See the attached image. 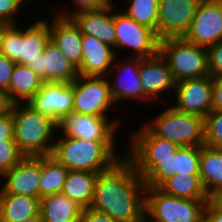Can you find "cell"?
I'll use <instances>...</instances> for the list:
<instances>
[{
  "label": "cell",
  "mask_w": 222,
  "mask_h": 222,
  "mask_svg": "<svg viewBox=\"0 0 222 222\" xmlns=\"http://www.w3.org/2000/svg\"><path fill=\"white\" fill-rule=\"evenodd\" d=\"M145 205V183L125 156L98 174L91 208L116 222H138L145 217Z\"/></svg>",
  "instance_id": "obj_1"
},
{
  "label": "cell",
  "mask_w": 222,
  "mask_h": 222,
  "mask_svg": "<svg viewBox=\"0 0 222 222\" xmlns=\"http://www.w3.org/2000/svg\"><path fill=\"white\" fill-rule=\"evenodd\" d=\"M116 140H85L56 135L51 156L69 170L101 173L125 156L117 154Z\"/></svg>",
  "instance_id": "obj_2"
},
{
  "label": "cell",
  "mask_w": 222,
  "mask_h": 222,
  "mask_svg": "<svg viewBox=\"0 0 222 222\" xmlns=\"http://www.w3.org/2000/svg\"><path fill=\"white\" fill-rule=\"evenodd\" d=\"M14 120V141L25 157L51 155L57 124L48 116L35 111L27 103L11 105Z\"/></svg>",
  "instance_id": "obj_3"
},
{
  "label": "cell",
  "mask_w": 222,
  "mask_h": 222,
  "mask_svg": "<svg viewBox=\"0 0 222 222\" xmlns=\"http://www.w3.org/2000/svg\"><path fill=\"white\" fill-rule=\"evenodd\" d=\"M155 118L143 124L155 135L179 147L205 145V118L196 114L183 113L170 103Z\"/></svg>",
  "instance_id": "obj_4"
},
{
  "label": "cell",
  "mask_w": 222,
  "mask_h": 222,
  "mask_svg": "<svg viewBox=\"0 0 222 222\" xmlns=\"http://www.w3.org/2000/svg\"><path fill=\"white\" fill-rule=\"evenodd\" d=\"M208 200H189L146 187L145 216L151 222H203Z\"/></svg>",
  "instance_id": "obj_5"
},
{
  "label": "cell",
  "mask_w": 222,
  "mask_h": 222,
  "mask_svg": "<svg viewBox=\"0 0 222 222\" xmlns=\"http://www.w3.org/2000/svg\"><path fill=\"white\" fill-rule=\"evenodd\" d=\"M159 51L166 58L175 82L210 75L207 49L184 37L160 40Z\"/></svg>",
  "instance_id": "obj_6"
},
{
  "label": "cell",
  "mask_w": 222,
  "mask_h": 222,
  "mask_svg": "<svg viewBox=\"0 0 222 222\" xmlns=\"http://www.w3.org/2000/svg\"><path fill=\"white\" fill-rule=\"evenodd\" d=\"M131 132L130 142L123 149L125 157L132 163L137 174L144 179L156 166L157 160H167L179 146L167 139L155 136L144 124Z\"/></svg>",
  "instance_id": "obj_7"
},
{
  "label": "cell",
  "mask_w": 222,
  "mask_h": 222,
  "mask_svg": "<svg viewBox=\"0 0 222 222\" xmlns=\"http://www.w3.org/2000/svg\"><path fill=\"white\" fill-rule=\"evenodd\" d=\"M114 0V28L116 32V56L124 49L130 57L147 58L159 52L160 40L148 27L140 25L124 12L119 11ZM117 9V10H116ZM116 10V11H115ZM118 11V12H117ZM131 50V52H130ZM118 53V54H117Z\"/></svg>",
  "instance_id": "obj_8"
},
{
  "label": "cell",
  "mask_w": 222,
  "mask_h": 222,
  "mask_svg": "<svg viewBox=\"0 0 222 222\" xmlns=\"http://www.w3.org/2000/svg\"><path fill=\"white\" fill-rule=\"evenodd\" d=\"M73 112L95 116H110L115 109L107 77L81 76L73 81Z\"/></svg>",
  "instance_id": "obj_9"
},
{
  "label": "cell",
  "mask_w": 222,
  "mask_h": 222,
  "mask_svg": "<svg viewBox=\"0 0 222 222\" xmlns=\"http://www.w3.org/2000/svg\"><path fill=\"white\" fill-rule=\"evenodd\" d=\"M95 116L76 112L64 115L57 124V134L85 140H117L123 117ZM118 133V135H117Z\"/></svg>",
  "instance_id": "obj_10"
},
{
  "label": "cell",
  "mask_w": 222,
  "mask_h": 222,
  "mask_svg": "<svg viewBox=\"0 0 222 222\" xmlns=\"http://www.w3.org/2000/svg\"><path fill=\"white\" fill-rule=\"evenodd\" d=\"M118 56H116L113 66L107 75L114 103L116 106H121L125 104L124 102L130 101L135 103L137 100V104L139 102L143 104L144 92L139 77L140 58L127 55H124V58ZM109 76H112L111 79Z\"/></svg>",
  "instance_id": "obj_11"
},
{
  "label": "cell",
  "mask_w": 222,
  "mask_h": 222,
  "mask_svg": "<svg viewBox=\"0 0 222 222\" xmlns=\"http://www.w3.org/2000/svg\"><path fill=\"white\" fill-rule=\"evenodd\" d=\"M139 77L144 92V103L148 106L161 101L160 104H163L166 101L163 105L166 107L170 101L167 95L164 97V93L175 91L176 82L166 58L160 51L154 56L140 58Z\"/></svg>",
  "instance_id": "obj_12"
},
{
  "label": "cell",
  "mask_w": 222,
  "mask_h": 222,
  "mask_svg": "<svg viewBox=\"0 0 222 222\" xmlns=\"http://www.w3.org/2000/svg\"><path fill=\"white\" fill-rule=\"evenodd\" d=\"M173 93V94H172ZM171 105L183 113L206 117L212 110L213 77L207 75L201 78L187 79L176 82Z\"/></svg>",
  "instance_id": "obj_13"
},
{
  "label": "cell",
  "mask_w": 222,
  "mask_h": 222,
  "mask_svg": "<svg viewBox=\"0 0 222 222\" xmlns=\"http://www.w3.org/2000/svg\"><path fill=\"white\" fill-rule=\"evenodd\" d=\"M202 0H159L157 38L184 37Z\"/></svg>",
  "instance_id": "obj_14"
},
{
  "label": "cell",
  "mask_w": 222,
  "mask_h": 222,
  "mask_svg": "<svg viewBox=\"0 0 222 222\" xmlns=\"http://www.w3.org/2000/svg\"><path fill=\"white\" fill-rule=\"evenodd\" d=\"M184 38L209 48L222 41V0H202Z\"/></svg>",
  "instance_id": "obj_15"
},
{
  "label": "cell",
  "mask_w": 222,
  "mask_h": 222,
  "mask_svg": "<svg viewBox=\"0 0 222 222\" xmlns=\"http://www.w3.org/2000/svg\"><path fill=\"white\" fill-rule=\"evenodd\" d=\"M38 113L48 116L56 123L66 114L73 112V82L46 83L27 102Z\"/></svg>",
  "instance_id": "obj_16"
},
{
  "label": "cell",
  "mask_w": 222,
  "mask_h": 222,
  "mask_svg": "<svg viewBox=\"0 0 222 222\" xmlns=\"http://www.w3.org/2000/svg\"><path fill=\"white\" fill-rule=\"evenodd\" d=\"M200 147H179L167 160H157V166L143 179L146 187L159 188L176 173L183 175H200Z\"/></svg>",
  "instance_id": "obj_17"
},
{
  "label": "cell",
  "mask_w": 222,
  "mask_h": 222,
  "mask_svg": "<svg viewBox=\"0 0 222 222\" xmlns=\"http://www.w3.org/2000/svg\"><path fill=\"white\" fill-rule=\"evenodd\" d=\"M0 179L4 183H0V193L28 195L39 198L41 156L24 157L16 166L5 172Z\"/></svg>",
  "instance_id": "obj_18"
},
{
  "label": "cell",
  "mask_w": 222,
  "mask_h": 222,
  "mask_svg": "<svg viewBox=\"0 0 222 222\" xmlns=\"http://www.w3.org/2000/svg\"><path fill=\"white\" fill-rule=\"evenodd\" d=\"M29 67L46 83H72L78 70L50 40L40 57Z\"/></svg>",
  "instance_id": "obj_19"
},
{
  "label": "cell",
  "mask_w": 222,
  "mask_h": 222,
  "mask_svg": "<svg viewBox=\"0 0 222 222\" xmlns=\"http://www.w3.org/2000/svg\"><path fill=\"white\" fill-rule=\"evenodd\" d=\"M48 28L50 41L78 69L82 59V34L79 26L72 18L54 15L52 19L48 18Z\"/></svg>",
  "instance_id": "obj_20"
},
{
  "label": "cell",
  "mask_w": 222,
  "mask_h": 222,
  "mask_svg": "<svg viewBox=\"0 0 222 222\" xmlns=\"http://www.w3.org/2000/svg\"><path fill=\"white\" fill-rule=\"evenodd\" d=\"M115 58L114 48L93 36L82 35V59L77 69L78 75L107 77Z\"/></svg>",
  "instance_id": "obj_21"
},
{
  "label": "cell",
  "mask_w": 222,
  "mask_h": 222,
  "mask_svg": "<svg viewBox=\"0 0 222 222\" xmlns=\"http://www.w3.org/2000/svg\"><path fill=\"white\" fill-rule=\"evenodd\" d=\"M82 35L93 36L114 48L116 53V32L114 28V2L95 11L80 12L72 17Z\"/></svg>",
  "instance_id": "obj_22"
},
{
  "label": "cell",
  "mask_w": 222,
  "mask_h": 222,
  "mask_svg": "<svg viewBox=\"0 0 222 222\" xmlns=\"http://www.w3.org/2000/svg\"><path fill=\"white\" fill-rule=\"evenodd\" d=\"M37 20L31 21L24 27V22L19 25V64L29 66L43 53L46 44L50 40L48 18L42 15ZM21 27V28H20ZM24 27V28H23Z\"/></svg>",
  "instance_id": "obj_23"
},
{
  "label": "cell",
  "mask_w": 222,
  "mask_h": 222,
  "mask_svg": "<svg viewBox=\"0 0 222 222\" xmlns=\"http://www.w3.org/2000/svg\"><path fill=\"white\" fill-rule=\"evenodd\" d=\"M43 83L29 66L16 63L9 88L3 94L6 104L27 103L40 90Z\"/></svg>",
  "instance_id": "obj_24"
},
{
  "label": "cell",
  "mask_w": 222,
  "mask_h": 222,
  "mask_svg": "<svg viewBox=\"0 0 222 222\" xmlns=\"http://www.w3.org/2000/svg\"><path fill=\"white\" fill-rule=\"evenodd\" d=\"M39 213V198L0 193V222H21L37 216Z\"/></svg>",
  "instance_id": "obj_25"
},
{
  "label": "cell",
  "mask_w": 222,
  "mask_h": 222,
  "mask_svg": "<svg viewBox=\"0 0 222 222\" xmlns=\"http://www.w3.org/2000/svg\"><path fill=\"white\" fill-rule=\"evenodd\" d=\"M83 208L62 193L40 199L43 222H80Z\"/></svg>",
  "instance_id": "obj_26"
},
{
  "label": "cell",
  "mask_w": 222,
  "mask_h": 222,
  "mask_svg": "<svg viewBox=\"0 0 222 222\" xmlns=\"http://www.w3.org/2000/svg\"><path fill=\"white\" fill-rule=\"evenodd\" d=\"M99 173L69 170L64 182L62 194L79 206L89 208L94 195V186Z\"/></svg>",
  "instance_id": "obj_27"
},
{
  "label": "cell",
  "mask_w": 222,
  "mask_h": 222,
  "mask_svg": "<svg viewBox=\"0 0 222 222\" xmlns=\"http://www.w3.org/2000/svg\"><path fill=\"white\" fill-rule=\"evenodd\" d=\"M199 169L202 186L210 197L222 188V149L201 146Z\"/></svg>",
  "instance_id": "obj_28"
},
{
  "label": "cell",
  "mask_w": 222,
  "mask_h": 222,
  "mask_svg": "<svg viewBox=\"0 0 222 222\" xmlns=\"http://www.w3.org/2000/svg\"><path fill=\"white\" fill-rule=\"evenodd\" d=\"M159 189L164 193L189 200H209L205 192L200 175L175 174L167 179Z\"/></svg>",
  "instance_id": "obj_29"
},
{
  "label": "cell",
  "mask_w": 222,
  "mask_h": 222,
  "mask_svg": "<svg viewBox=\"0 0 222 222\" xmlns=\"http://www.w3.org/2000/svg\"><path fill=\"white\" fill-rule=\"evenodd\" d=\"M69 169L51 155L41 156L39 199L61 193Z\"/></svg>",
  "instance_id": "obj_30"
},
{
  "label": "cell",
  "mask_w": 222,
  "mask_h": 222,
  "mask_svg": "<svg viewBox=\"0 0 222 222\" xmlns=\"http://www.w3.org/2000/svg\"><path fill=\"white\" fill-rule=\"evenodd\" d=\"M127 1L129 3L124 7L125 9L120 5L119 10H123L122 12L134 21L157 34L159 0H125Z\"/></svg>",
  "instance_id": "obj_31"
},
{
  "label": "cell",
  "mask_w": 222,
  "mask_h": 222,
  "mask_svg": "<svg viewBox=\"0 0 222 222\" xmlns=\"http://www.w3.org/2000/svg\"><path fill=\"white\" fill-rule=\"evenodd\" d=\"M205 145L222 149V110H212L205 117Z\"/></svg>",
  "instance_id": "obj_32"
},
{
  "label": "cell",
  "mask_w": 222,
  "mask_h": 222,
  "mask_svg": "<svg viewBox=\"0 0 222 222\" xmlns=\"http://www.w3.org/2000/svg\"><path fill=\"white\" fill-rule=\"evenodd\" d=\"M72 1H73L72 3L68 4V5H73V7L71 8H69L70 6L66 5L65 3L64 7L62 6H60L59 8L57 7L55 8L54 6L51 7L54 8L51 11H53L54 14L56 12V15H59L61 17L72 18L73 16H75L80 12L95 11L105 8L113 2V0H72ZM66 6L71 10H69ZM56 9L57 11H55ZM58 9L61 10L58 11Z\"/></svg>",
  "instance_id": "obj_33"
},
{
  "label": "cell",
  "mask_w": 222,
  "mask_h": 222,
  "mask_svg": "<svg viewBox=\"0 0 222 222\" xmlns=\"http://www.w3.org/2000/svg\"><path fill=\"white\" fill-rule=\"evenodd\" d=\"M24 157L14 140L0 142V177L16 166Z\"/></svg>",
  "instance_id": "obj_34"
},
{
  "label": "cell",
  "mask_w": 222,
  "mask_h": 222,
  "mask_svg": "<svg viewBox=\"0 0 222 222\" xmlns=\"http://www.w3.org/2000/svg\"><path fill=\"white\" fill-rule=\"evenodd\" d=\"M0 54L19 64V24H11L5 31Z\"/></svg>",
  "instance_id": "obj_35"
},
{
  "label": "cell",
  "mask_w": 222,
  "mask_h": 222,
  "mask_svg": "<svg viewBox=\"0 0 222 222\" xmlns=\"http://www.w3.org/2000/svg\"><path fill=\"white\" fill-rule=\"evenodd\" d=\"M30 1L31 0H0V20L6 21L10 24L21 23L18 18L25 11L24 9H27L26 6H29L28 3Z\"/></svg>",
  "instance_id": "obj_36"
},
{
  "label": "cell",
  "mask_w": 222,
  "mask_h": 222,
  "mask_svg": "<svg viewBox=\"0 0 222 222\" xmlns=\"http://www.w3.org/2000/svg\"><path fill=\"white\" fill-rule=\"evenodd\" d=\"M207 60L209 74L212 77L222 75V42L207 48Z\"/></svg>",
  "instance_id": "obj_37"
},
{
  "label": "cell",
  "mask_w": 222,
  "mask_h": 222,
  "mask_svg": "<svg viewBox=\"0 0 222 222\" xmlns=\"http://www.w3.org/2000/svg\"><path fill=\"white\" fill-rule=\"evenodd\" d=\"M14 140V120L11 105L0 112V142Z\"/></svg>",
  "instance_id": "obj_38"
},
{
  "label": "cell",
  "mask_w": 222,
  "mask_h": 222,
  "mask_svg": "<svg viewBox=\"0 0 222 222\" xmlns=\"http://www.w3.org/2000/svg\"><path fill=\"white\" fill-rule=\"evenodd\" d=\"M16 62L0 54V93L3 95L9 88Z\"/></svg>",
  "instance_id": "obj_39"
},
{
  "label": "cell",
  "mask_w": 222,
  "mask_h": 222,
  "mask_svg": "<svg viewBox=\"0 0 222 222\" xmlns=\"http://www.w3.org/2000/svg\"><path fill=\"white\" fill-rule=\"evenodd\" d=\"M80 222H116L104 212L95 210L91 207L84 208L81 213Z\"/></svg>",
  "instance_id": "obj_40"
},
{
  "label": "cell",
  "mask_w": 222,
  "mask_h": 222,
  "mask_svg": "<svg viewBox=\"0 0 222 222\" xmlns=\"http://www.w3.org/2000/svg\"><path fill=\"white\" fill-rule=\"evenodd\" d=\"M203 222H222V209L211 199L208 200L204 210Z\"/></svg>",
  "instance_id": "obj_41"
},
{
  "label": "cell",
  "mask_w": 222,
  "mask_h": 222,
  "mask_svg": "<svg viewBox=\"0 0 222 222\" xmlns=\"http://www.w3.org/2000/svg\"><path fill=\"white\" fill-rule=\"evenodd\" d=\"M213 110H222V75L213 77Z\"/></svg>",
  "instance_id": "obj_42"
},
{
  "label": "cell",
  "mask_w": 222,
  "mask_h": 222,
  "mask_svg": "<svg viewBox=\"0 0 222 222\" xmlns=\"http://www.w3.org/2000/svg\"><path fill=\"white\" fill-rule=\"evenodd\" d=\"M210 199L222 209V188L217 190L213 195L210 196Z\"/></svg>",
  "instance_id": "obj_43"
},
{
  "label": "cell",
  "mask_w": 222,
  "mask_h": 222,
  "mask_svg": "<svg viewBox=\"0 0 222 222\" xmlns=\"http://www.w3.org/2000/svg\"><path fill=\"white\" fill-rule=\"evenodd\" d=\"M10 25H11L10 23L0 20V50H1V46H2L3 35Z\"/></svg>",
  "instance_id": "obj_44"
},
{
  "label": "cell",
  "mask_w": 222,
  "mask_h": 222,
  "mask_svg": "<svg viewBox=\"0 0 222 222\" xmlns=\"http://www.w3.org/2000/svg\"><path fill=\"white\" fill-rule=\"evenodd\" d=\"M21 222H43V218L41 216V213H39L37 216H34L29 219H25L24 221Z\"/></svg>",
  "instance_id": "obj_45"
},
{
  "label": "cell",
  "mask_w": 222,
  "mask_h": 222,
  "mask_svg": "<svg viewBox=\"0 0 222 222\" xmlns=\"http://www.w3.org/2000/svg\"><path fill=\"white\" fill-rule=\"evenodd\" d=\"M7 107L5 99L3 95L0 93V112L3 111Z\"/></svg>",
  "instance_id": "obj_46"
},
{
  "label": "cell",
  "mask_w": 222,
  "mask_h": 222,
  "mask_svg": "<svg viewBox=\"0 0 222 222\" xmlns=\"http://www.w3.org/2000/svg\"><path fill=\"white\" fill-rule=\"evenodd\" d=\"M138 222H151L146 216Z\"/></svg>",
  "instance_id": "obj_47"
}]
</instances>
